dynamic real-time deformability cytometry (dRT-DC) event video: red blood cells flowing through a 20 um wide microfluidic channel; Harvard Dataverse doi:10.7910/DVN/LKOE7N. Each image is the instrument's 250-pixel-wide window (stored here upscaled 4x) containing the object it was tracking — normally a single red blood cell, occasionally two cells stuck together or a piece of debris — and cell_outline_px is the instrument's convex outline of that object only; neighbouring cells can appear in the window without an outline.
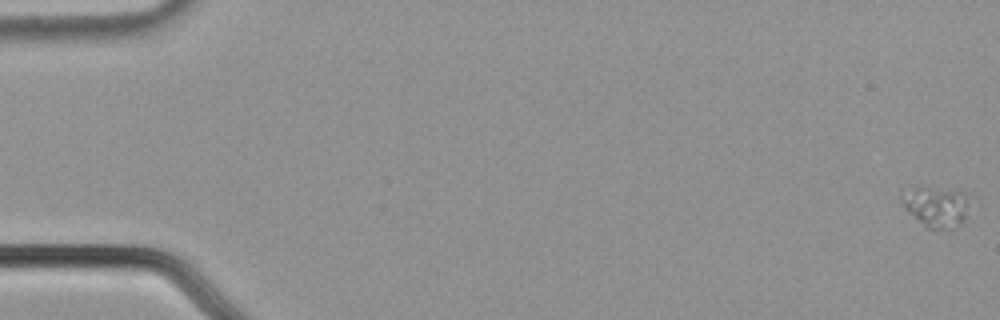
{"species": "common noctule bat (a hibernating species)", "species_latin": "Nyctalus noctula", "temperature_condition": "cold", "stored_images_in_passage": 61, "camera_frame_rate_fps": 3000, "um_per_image_px": 0.085, "animal": {"sex": "male", "body_mass_g": 21.5, "forearm_length_mm": 52.0}, "frame": {"image": 1, "passage_image": 2, "time_ms": 0.333, "image_size_px": [1000, 320], "cell_outline_px": [[972, 196], [964, 220], [960, 224], [944, 228], [928, 228], [908, 212], [904, 208], [900, 196], [912, 188], [928, 188], [968, 192]], "centroid_in_image_um": [79.63, 17.54], "position_along_channel_um": 5.4, "area_um2": 15.72}}
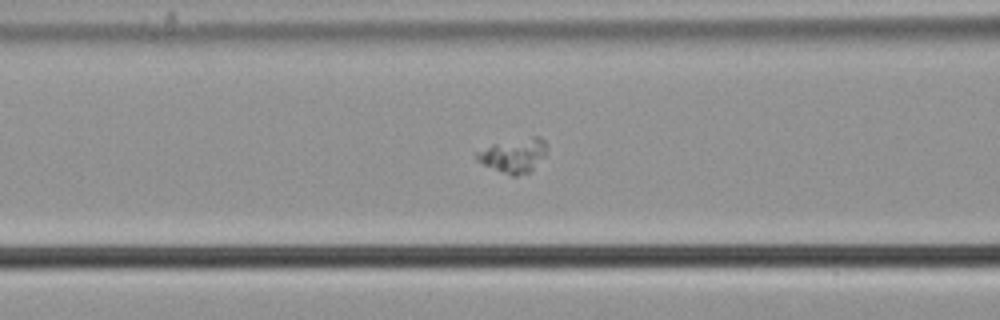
{"frame": {"image": 2, "passage_image": 27, "time_ms": 8.667, "image_size_px": [1000, 320], "cell_outline_px": [[548, 144], [544, 156], [528, 172], [516, 176], [512, 176], [484, 164], [476, 160], [472, 152], [492, 144], [532, 136], [540, 136]], "centroid_in_image_um": [43.63, 13.17], "position_along_channel_um": 123.0, "area_um2": 13.93}}
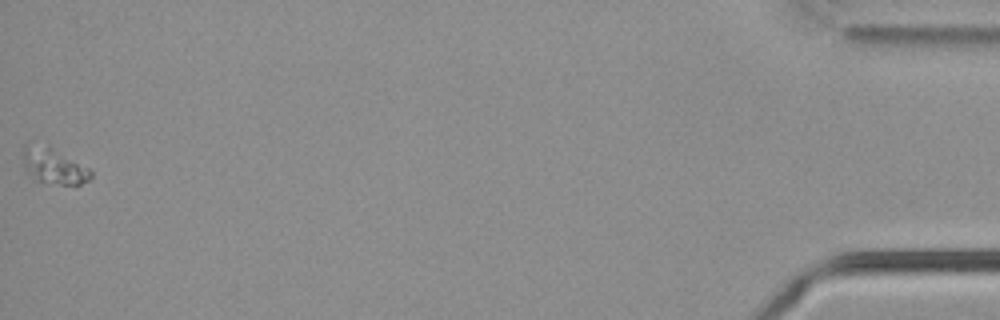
{"frame": {"image": 3, "passage_image": 61, "time_ms": 20.0, "image_size_px": [1000, 320], "cell_outline_px": [[92, 176], [88, 180], [80, 184], [60, 184], [32, 180], [24, 168], [24, 144], [48, 144], [88, 168], [92, 172]], "centroid_in_image_um": [4.53, 14.1], "position_along_channel_um": 430.7, "area_um2": 14.16}}